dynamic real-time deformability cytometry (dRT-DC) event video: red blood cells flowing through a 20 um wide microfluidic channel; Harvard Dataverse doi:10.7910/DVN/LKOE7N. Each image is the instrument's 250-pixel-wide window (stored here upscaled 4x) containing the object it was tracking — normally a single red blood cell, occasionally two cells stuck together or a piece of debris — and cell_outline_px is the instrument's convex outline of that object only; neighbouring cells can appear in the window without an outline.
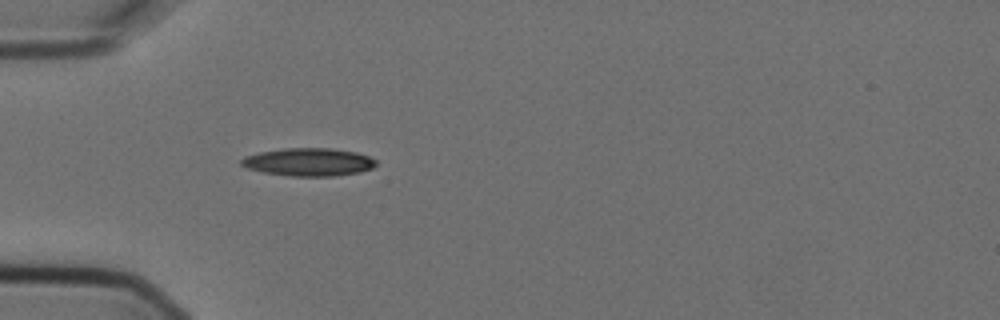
{"species": "Egyptian fruit bat (a non-hibernating species)", "species_latin": "Rousettus aegyptiacus", "temperature_condition": "cold", "stored_images_in_passage": 2, "camera_frame_rate_fps": 3000, "um_per_image_px": 0.085, "animal": {"sex": "female"}, "frame": {"image": 1, "passage_image": 2, "time_ms": 0.333, "image_size_px": [1000, 320], "cell_outline_px": [[376, 164], [372, 168], [360, 172], [332, 176], [292, 176], [264, 172], [248, 168], [240, 164], [240, 160], [244, 156], [260, 152], [284, 148], [332, 148], [356, 152], [368, 156], [376, 160]], "centroid_in_image_um": [26.23, 13.76], "position_along_channel_um": 58.8, "area_um2": 21.85}}